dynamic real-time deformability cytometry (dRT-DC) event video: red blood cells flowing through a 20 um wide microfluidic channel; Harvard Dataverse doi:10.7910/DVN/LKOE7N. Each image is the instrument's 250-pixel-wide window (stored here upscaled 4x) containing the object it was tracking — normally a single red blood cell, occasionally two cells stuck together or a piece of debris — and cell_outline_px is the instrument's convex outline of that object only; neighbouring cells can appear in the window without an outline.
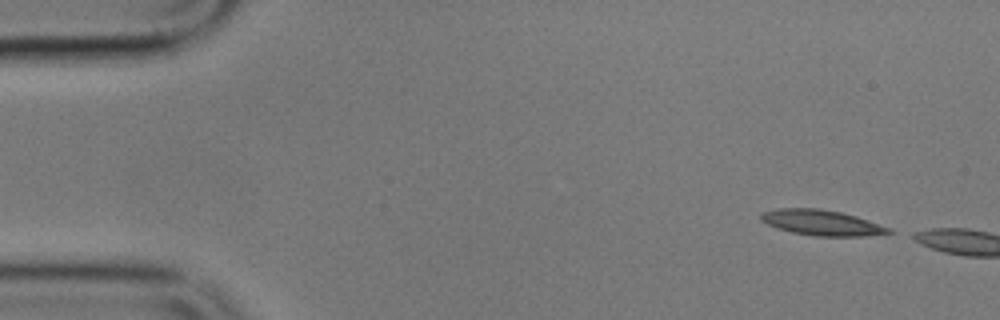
{"species": "common noctule bat (a hibernating species)", "species_latin": "Nyctalus noctula", "temperature_condition": "cold", "stored_images_in_passage": 3, "camera_frame_rate_fps": 3000, "um_per_image_px": 0.085, "animal": {"sex": "male", "body_mass_g": 17.9}, "frame": {"image": 1, "passage_image": 1, "time_ms": 0.0, "image_size_px": [1000, 320], "cell_outline_px": [[896, 232], [864, 236], [816, 236], [792, 232], [776, 228], [760, 220], [760, 216], [764, 212], [780, 208], [820, 208], [840, 212], [856, 216], [892, 228]], "centroid_in_image_um": [69.88, 18.93], "position_along_channel_um": 15.1, "area_um2": 18.96}}